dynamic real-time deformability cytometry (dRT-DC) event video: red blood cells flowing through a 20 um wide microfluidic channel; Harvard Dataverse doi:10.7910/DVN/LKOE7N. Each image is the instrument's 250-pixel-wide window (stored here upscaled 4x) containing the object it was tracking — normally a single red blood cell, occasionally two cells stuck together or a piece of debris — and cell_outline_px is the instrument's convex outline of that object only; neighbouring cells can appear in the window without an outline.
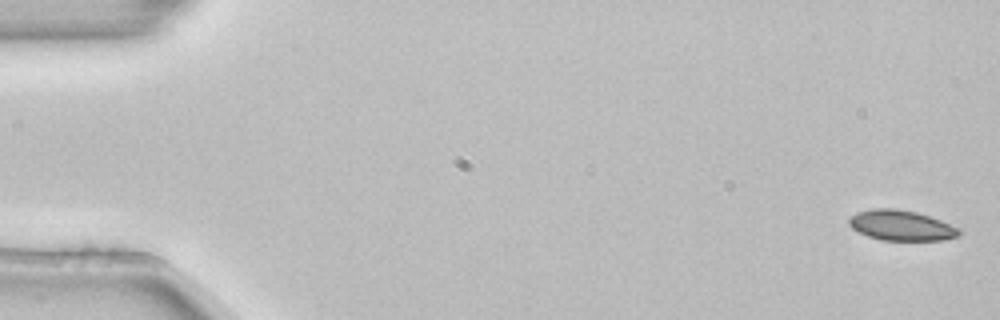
{"species": "common noctule bat (a hibernating species)", "species_latin": "Nyctalus noctula", "temperature_condition": "room temperature", "stored_images_in_passage": 4, "camera_frame_rate_fps": 3000, "um_per_image_px": 0.085, "animal": {"sex": "female", "body_mass_g": 22.7, "forearm_length_mm": 54.2}, "frame": {"image": 1, "passage_image": 1, "time_ms": 0.0, "image_size_px": [1000, 320], "cell_outline_px": [[960, 236], [940, 240], [880, 240], [868, 236], [852, 228], [848, 224], [848, 220], [856, 212], [876, 208], [896, 208], [916, 212], [940, 220], [960, 228]], "centroid_in_image_um": [76.6, 19.16], "position_along_channel_um": 8.4, "area_um2": 19.36}}
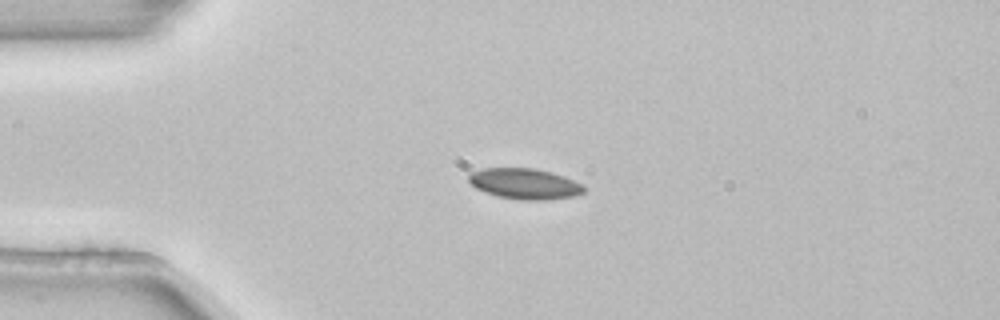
{"frame": {"image": 2, "passage_image": 3, "time_ms": 0.667, "image_size_px": [1000, 320], "cell_outline_px": [[584, 192], [572, 196], [544, 200], [524, 200], [496, 196], [484, 192], [476, 188], [468, 180], [468, 176], [472, 172], [484, 168], [536, 168], [552, 172], [564, 176], [584, 184]], "centroid_in_image_um": [44.6, 15.61], "position_along_channel_um": 40.4, "area_um2": 20.63}}